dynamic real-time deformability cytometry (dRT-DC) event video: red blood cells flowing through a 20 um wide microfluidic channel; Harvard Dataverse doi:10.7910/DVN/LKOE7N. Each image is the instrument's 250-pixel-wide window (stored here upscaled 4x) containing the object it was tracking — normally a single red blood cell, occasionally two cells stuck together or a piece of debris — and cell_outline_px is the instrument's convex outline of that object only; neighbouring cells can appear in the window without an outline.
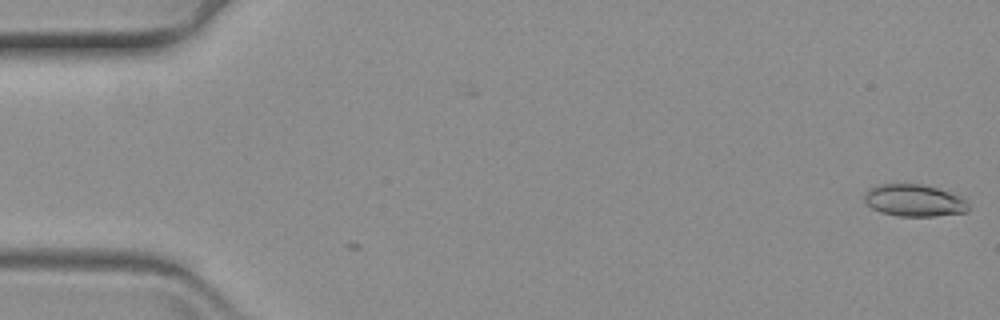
{"species": "common noctule bat (a hibernating species)", "species_latin": "Nyctalus noctula", "temperature_condition": "warm", "stored_images_in_passage": 2, "camera_frame_rate_fps": 3000, "um_per_image_px": 0.085, "animal": {"sex": "female", "body_mass_g": 19.3, "forearm_length_mm": 54.1}, "frame": {"image": 1, "passage_image": 1, "time_ms": 0.0, "image_size_px": [1000, 320], "cell_outline_px": [[968, 212], [936, 216], [896, 216], [880, 212], [872, 208], [864, 200], [864, 192], [868, 188], [876, 184], [920, 184], [936, 188], [960, 196], [968, 204]], "centroid_in_image_um": [77.66, 17.04], "position_along_channel_um": 7.3, "area_um2": 19.48}}